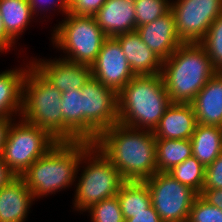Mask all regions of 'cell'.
Segmentation results:
<instances>
[{
  "instance_id": "cell-1",
  "label": "cell",
  "mask_w": 222,
  "mask_h": 222,
  "mask_svg": "<svg viewBox=\"0 0 222 222\" xmlns=\"http://www.w3.org/2000/svg\"><path fill=\"white\" fill-rule=\"evenodd\" d=\"M125 181H145L157 173L156 139L152 131L116 123L93 142Z\"/></svg>"
},
{
  "instance_id": "cell-2",
  "label": "cell",
  "mask_w": 222,
  "mask_h": 222,
  "mask_svg": "<svg viewBox=\"0 0 222 222\" xmlns=\"http://www.w3.org/2000/svg\"><path fill=\"white\" fill-rule=\"evenodd\" d=\"M93 145L88 141L58 142L22 175L34 200L74 185L82 167V155Z\"/></svg>"
},
{
  "instance_id": "cell-3",
  "label": "cell",
  "mask_w": 222,
  "mask_h": 222,
  "mask_svg": "<svg viewBox=\"0 0 222 222\" xmlns=\"http://www.w3.org/2000/svg\"><path fill=\"white\" fill-rule=\"evenodd\" d=\"M117 99L118 123L152 132L171 104L161 73L134 76Z\"/></svg>"
},
{
  "instance_id": "cell-4",
  "label": "cell",
  "mask_w": 222,
  "mask_h": 222,
  "mask_svg": "<svg viewBox=\"0 0 222 222\" xmlns=\"http://www.w3.org/2000/svg\"><path fill=\"white\" fill-rule=\"evenodd\" d=\"M217 73L200 43H181L162 61L161 75L171 103H191Z\"/></svg>"
},
{
  "instance_id": "cell-5",
  "label": "cell",
  "mask_w": 222,
  "mask_h": 222,
  "mask_svg": "<svg viewBox=\"0 0 222 222\" xmlns=\"http://www.w3.org/2000/svg\"><path fill=\"white\" fill-rule=\"evenodd\" d=\"M62 93L32 65L22 86V108L19 118L46 130L58 142H63Z\"/></svg>"
},
{
  "instance_id": "cell-6",
  "label": "cell",
  "mask_w": 222,
  "mask_h": 222,
  "mask_svg": "<svg viewBox=\"0 0 222 222\" xmlns=\"http://www.w3.org/2000/svg\"><path fill=\"white\" fill-rule=\"evenodd\" d=\"M83 163L86 165H83L84 170L81 169L83 172L78 176L73 200L75 211L80 213L104 199L117 196L125 182L119 171L94 144L82 155L79 164Z\"/></svg>"
},
{
  "instance_id": "cell-7",
  "label": "cell",
  "mask_w": 222,
  "mask_h": 222,
  "mask_svg": "<svg viewBox=\"0 0 222 222\" xmlns=\"http://www.w3.org/2000/svg\"><path fill=\"white\" fill-rule=\"evenodd\" d=\"M65 16L53 29V46L63 50L62 59L91 66L107 36L94 16H77L70 12Z\"/></svg>"
},
{
  "instance_id": "cell-8",
  "label": "cell",
  "mask_w": 222,
  "mask_h": 222,
  "mask_svg": "<svg viewBox=\"0 0 222 222\" xmlns=\"http://www.w3.org/2000/svg\"><path fill=\"white\" fill-rule=\"evenodd\" d=\"M19 119V122H12L1 154L4 163L17 177L58 143L46 130Z\"/></svg>"
},
{
  "instance_id": "cell-9",
  "label": "cell",
  "mask_w": 222,
  "mask_h": 222,
  "mask_svg": "<svg viewBox=\"0 0 222 222\" xmlns=\"http://www.w3.org/2000/svg\"><path fill=\"white\" fill-rule=\"evenodd\" d=\"M83 141L94 142L99 134L118 123L117 93L92 76L81 89Z\"/></svg>"
},
{
  "instance_id": "cell-10",
  "label": "cell",
  "mask_w": 222,
  "mask_h": 222,
  "mask_svg": "<svg viewBox=\"0 0 222 222\" xmlns=\"http://www.w3.org/2000/svg\"><path fill=\"white\" fill-rule=\"evenodd\" d=\"M144 182L150 190L151 204L163 222H187L198 195L194 190L167 172H157Z\"/></svg>"
},
{
  "instance_id": "cell-11",
  "label": "cell",
  "mask_w": 222,
  "mask_h": 222,
  "mask_svg": "<svg viewBox=\"0 0 222 222\" xmlns=\"http://www.w3.org/2000/svg\"><path fill=\"white\" fill-rule=\"evenodd\" d=\"M170 10L182 43H199L222 13V0H172Z\"/></svg>"
},
{
  "instance_id": "cell-12",
  "label": "cell",
  "mask_w": 222,
  "mask_h": 222,
  "mask_svg": "<svg viewBox=\"0 0 222 222\" xmlns=\"http://www.w3.org/2000/svg\"><path fill=\"white\" fill-rule=\"evenodd\" d=\"M90 68L93 78L117 94L134 77L121 45L115 37L105 39Z\"/></svg>"
},
{
  "instance_id": "cell-13",
  "label": "cell",
  "mask_w": 222,
  "mask_h": 222,
  "mask_svg": "<svg viewBox=\"0 0 222 222\" xmlns=\"http://www.w3.org/2000/svg\"><path fill=\"white\" fill-rule=\"evenodd\" d=\"M32 66L56 87L61 93L71 90H81L91 77V68L86 64L73 63L59 58L30 59Z\"/></svg>"
},
{
  "instance_id": "cell-14",
  "label": "cell",
  "mask_w": 222,
  "mask_h": 222,
  "mask_svg": "<svg viewBox=\"0 0 222 222\" xmlns=\"http://www.w3.org/2000/svg\"><path fill=\"white\" fill-rule=\"evenodd\" d=\"M136 31L148 48L162 61L169 58L182 43L171 10L153 22L137 27Z\"/></svg>"
},
{
  "instance_id": "cell-15",
  "label": "cell",
  "mask_w": 222,
  "mask_h": 222,
  "mask_svg": "<svg viewBox=\"0 0 222 222\" xmlns=\"http://www.w3.org/2000/svg\"><path fill=\"white\" fill-rule=\"evenodd\" d=\"M94 18L107 37L134 32L135 0H106Z\"/></svg>"
},
{
  "instance_id": "cell-16",
  "label": "cell",
  "mask_w": 222,
  "mask_h": 222,
  "mask_svg": "<svg viewBox=\"0 0 222 222\" xmlns=\"http://www.w3.org/2000/svg\"><path fill=\"white\" fill-rule=\"evenodd\" d=\"M198 122L189 103H171L153 131L155 139H190Z\"/></svg>"
},
{
  "instance_id": "cell-17",
  "label": "cell",
  "mask_w": 222,
  "mask_h": 222,
  "mask_svg": "<svg viewBox=\"0 0 222 222\" xmlns=\"http://www.w3.org/2000/svg\"><path fill=\"white\" fill-rule=\"evenodd\" d=\"M120 45L134 76L156 75L162 71V60L142 41L137 31L115 37Z\"/></svg>"
},
{
  "instance_id": "cell-18",
  "label": "cell",
  "mask_w": 222,
  "mask_h": 222,
  "mask_svg": "<svg viewBox=\"0 0 222 222\" xmlns=\"http://www.w3.org/2000/svg\"><path fill=\"white\" fill-rule=\"evenodd\" d=\"M190 104L199 124L222 127V72L212 76Z\"/></svg>"
},
{
  "instance_id": "cell-19",
  "label": "cell",
  "mask_w": 222,
  "mask_h": 222,
  "mask_svg": "<svg viewBox=\"0 0 222 222\" xmlns=\"http://www.w3.org/2000/svg\"><path fill=\"white\" fill-rule=\"evenodd\" d=\"M34 201L21 177L0 190V222H25Z\"/></svg>"
},
{
  "instance_id": "cell-20",
  "label": "cell",
  "mask_w": 222,
  "mask_h": 222,
  "mask_svg": "<svg viewBox=\"0 0 222 222\" xmlns=\"http://www.w3.org/2000/svg\"><path fill=\"white\" fill-rule=\"evenodd\" d=\"M31 65L0 72V118L20 116L23 80Z\"/></svg>"
},
{
  "instance_id": "cell-21",
  "label": "cell",
  "mask_w": 222,
  "mask_h": 222,
  "mask_svg": "<svg viewBox=\"0 0 222 222\" xmlns=\"http://www.w3.org/2000/svg\"><path fill=\"white\" fill-rule=\"evenodd\" d=\"M190 140L192 156L205 167L222 153V127L198 123Z\"/></svg>"
},
{
  "instance_id": "cell-22",
  "label": "cell",
  "mask_w": 222,
  "mask_h": 222,
  "mask_svg": "<svg viewBox=\"0 0 222 222\" xmlns=\"http://www.w3.org/2000/svg\"><path fill=\"white\" fill-rule=\"evenodd\" d=\"M63 142L83 141V96L81 90L62 92Z\"/></svg>"
},
{
  "instance_id": "cell-23",
  "label": "cell",
  "mask_w": 222,
  "mask_h": 222,
  "mask_svg": "<svg viewBox=\"0 0 222 222\" xmlns=\"http://www.w3.org/2000/svg\"><path fill=\"white\" fill-rule=\"evenodd\" d=\"M0 13L6 33L15 42L34 19L28 0H0Z\"/></svg>"
},
{
  "instance_id": "cell-24",
  "label": "cell",
  "mask_w": 222,
  "mask_h": 222,
  "mask_svg": "<svg viewBox=\"0 0 222 222\" xmlns=\"http://www.w3.org/2000/svg\"><path fill=\"white\" fill-rule=\"evenodd\" d=\"M190 139H156L157 172H168L192 156Z\"/></svg>"
},
{
  "instance_id": "cell-25",
  "label": "cell",
  "mask_w": 222,
  "mask_h": 222,
  "mask_svg": "<svg viewBox=\"0 0 222 222\" xmlns=\"http://www.w3.org/2000/svg\"><path fill=\"white\" fill-rule=\"evenodd\" d=\"M124 219L145 211L151 204L150 190L144 181H125L117 194Z\"/></svg>"
},
{
  "instance_id": "cell-26",
  "label": "cell",
  "mask_w": 222,
  "mask_h": 222,
  "mask_svg": "<svg viewBox=\"0 0 222 222\" xmlns=\"http://www.w3.org/2000/svg\"><path fill=\"white\" fill-rule=\"evenodd\" d=\"M167 173L183 185L190 187L198 195L202 193L205 183L206 167L194 156H191L182 163L177 164Z\"/></svg>"
},
{
  "instance_id": "cell-27",
  "label": "cell",
  "mask_w": 222,
  "mask_h": 222,
  "mask_svg": "<svg viewBox=\"0 0 222 222\" xmlns=\"http://www.w3.org/2000/svg\"><path fill=\"white\" fill-rule=\"evenodd\" d=\"M199 43L207 52L215 70L222 72V13L213 21Z\"/></svg>"
},
{
  "instance_id": "cell-28",
  "label": "cell",
  "mask_w": 222,
  "mask_h": 222,
  "mask_svg": "<svg viewBox=\"0 0 222 222\" xmlns=\"http://www.w3.org/2000/svg\"><path fill=\"white\" fill-rule=\"evenodd\" d=\"M171 0H135L136 28L170 11Z\"/></svg>"
},
{
  "instance_id": "cell-29",
  "label": "cell",
  "mask_w": 222,
  "mask_h": 222,
  "mask_svg": "<svg viewBox=\"0 0 222 222\" xmlns=\"http://www.w3.org/2000/svg\"><path fill=\"white\" fill-rule=\"evenodd\" d=\"M91 222H124L117 196L104 199L86 210Z\"/></svg>"
},
{
  "instance_id": "cell-30",
  "label": "cell",
  "mask_w": 222,
  "mask_h": 222,
  "mask_svg": "<svg viewBox=\"0 0 222 222\" xmlns=\"http://www.w3.org/2000/svg\"><path fill=\"white\" fill-rule=\"evenodd\" d=\"M187 222H222V210L207 202L201 195H197Z\"/></svg>"
},
{
  "instance_id": "cell-31",
  "label": "cell",
  "mask_w": 222,
  "mask_h": 222,
  "mask_svg": "<svg viewBox=\"0 0 222 222\" xmlns=\"http://www.w3.org/2000/svg\"><path fill=\"white\" fill-rule=\"evenodd\" d=\"M106 0H69V12L77 16H94Z\"/></svg>"
},
{
  "instance_id": "cell-32",
  "label": "cell",
  "mask_w": 222,
  "mask_h": 222,
  "mask_svg": "<svg viewBox=\"0 0 222 222\" xmlns=\"http://www.w3.org/2000/svg\"><path fill=\"white\" fill-rule=\"evenodd\" d=\"M222 188V153L217 159L206 167L205 183L203 189Z\"/></svg>"
},
{
  "instance_id": "cell-33",
  "label": "cell",
  "mask_w": 222,
  "mask_h": 222,
  "mask_svg": "<svg viewBox=\"0 0 222 222\" xmlns=\"http://www.w3.org/2000/svg\"><path fill=\"white\" fill-rule=\"evenodd\" d=\"M28 3L31 7L33 17H34V15H36V17H37L39 15V12L50 11L49 9H51V8L55 10V8H53V7H56V8H58V10L62 11L63 15H66L69 12V0H28ZM46 6H48V7H46ZM47 8H49V9H47Z\"/></svg>"
},
{
  "instance_id": "cell-34",
  "label": "cell",
  "mask_w": 222,
  "mask_h": 222,
  "mask_svg": "<svg viewBox=\"0 0 222 222\" xmlns=\"http://www.w3.org/2000/svg\"><path fill=\"white\" fill-rule=\"evenodd\" d=\"M124 222H163L151 205L145 211L133 214V217L125 219Z\"/></svg>"
},
{
  "instance_id": "cell-35",
  "label": "cell",
  "mask_w": 222,
  "mask_h": 222,
  "mask_svg": "<svg viewBox=\"0 0 222 222\" xmlns=\"http://www.w3.org/2000/svg\"><path fill=\"white\" fill-rule=\"evenodd\" d=\"M207 202L222 210V188L202 189L200 194Z\"/></svg>"
},
{
  "instance_id": "cell-36",
  "label": "cell",
  "mask_w": 222,
  "mask_h": 222,
  "mask_svg": "<svg viewBox=\"0 0 222 222\" xmlns=\"http://www.w3.org/2000/svg\"><path fill=\"white\" fill-rule=\"evenodd\" d=\"M15 43L16 42L6 33L0 13V53L4 51L6 53L11 50L10 48L13 47V45L15 46Z\"/></svg>"
},
{
  "instance_id": "cell-37",
  "label": "cell",
  "mask_w": 222,
  "mask_h": 222,
  "mask_svg": "<svg viewBox=\"0 0 222 222\" xmlns=\"http://www.w3.org/2000/svg\"><path fill=\"white\" fill-rule=\"evenodd\" d=\"M16 177L17 176L4 163L2 156L0 155V190L8 185Z\"/></svg>"
},
{
  "instance_id": "cell-38",
  "label": "cell",
  "mask_w": 222,
  "mask_h": 222,
  "mask_svg": "<svg viewBox=\"0 0 222 222\" xmlns=\"http://www.w3.org/2000/svg\"><path fill=\"white\" fill-rule=\"evenodd\" d=\"M15 118H0V155L3 152L4 145L6 144L7 136L12 122Z\"/></svg>"
}]
</instances>
